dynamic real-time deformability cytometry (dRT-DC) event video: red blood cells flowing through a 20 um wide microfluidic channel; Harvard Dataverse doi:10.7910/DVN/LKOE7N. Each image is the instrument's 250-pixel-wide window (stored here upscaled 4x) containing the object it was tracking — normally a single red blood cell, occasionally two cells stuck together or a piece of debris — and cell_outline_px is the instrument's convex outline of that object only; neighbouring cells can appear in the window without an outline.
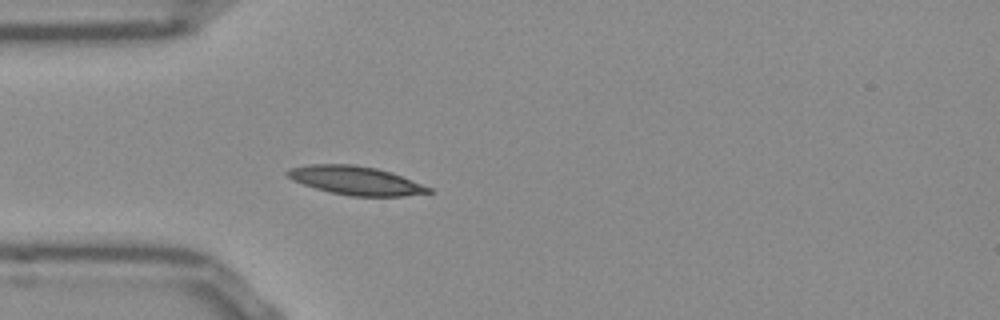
{"species": "Egyptian fruit bat (a non-hibernating species)", "species_latin": "Rousettus aegyptiacus", "temperature_condition": "room temperature", "stored_images_in_passage": 39, "camera_frame_rate_fps": 3000, "um_per_image_px": 0.085, "frame": {"image": 1, "passage_image": 1, "time_ms": 0.0, "image_size_px": [1000, 320], "cell_outline_px": [[432, 192], [404, 196], [348, 196], [328, 192], [292, 180], [284, 172], [288, 168], [308, 164], [352, 164], [376, 168], [392, 172], [432, 188]], "centroid_in_image_um": [30.21, 15.34], "position_along_channel_um": 54.8, "area_um2": 23.64}}
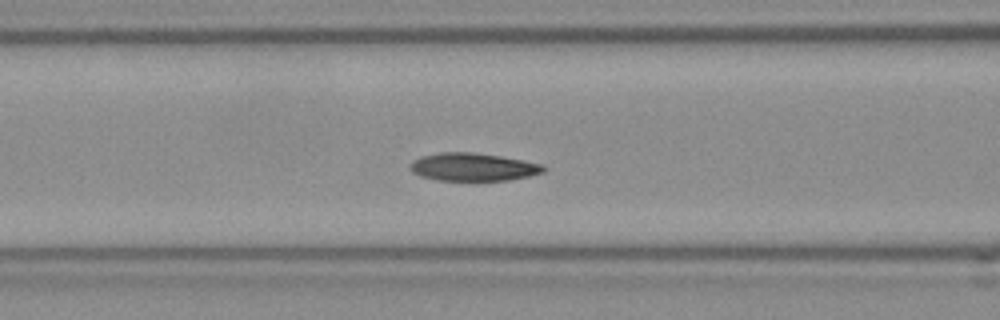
{"frame": {"image": 2, "passage_image": 7, "time_ms": 2.0, "image_size_px": [1000, 320], "cell_outline_px": [[548, 168], [544, 172], [528, 176], [508, 180], [436, 180], [420, 176], [412, 172], [408, 164], [412, 160], [420, 156], [440, 152], [472, 152], [500, 156], [524, 160], [544, 164]], "centroid_in_image_um": [40.2, 14.18], "position_along_channel_um": 126.4, "area_um2": 21.91}}
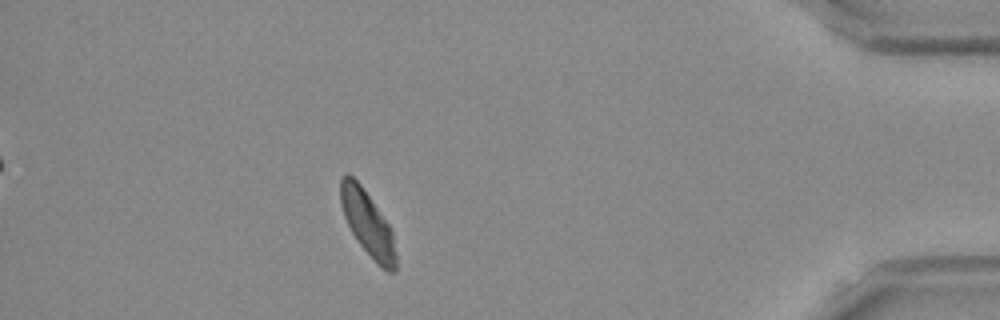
{"frame": {"image": 3, "passage_image": 33, "time_ms": 10.667, "image_size_px": [1000, 320], "cell_outline_px": [[396, 272], [388, 272], [360, 244], [352, 232], [344, 216], [340, 204], [340, 180], [348, 172], [360, 184], [388, 224], [392, 232], [396, 252]], "centroid_in_image_um": [31.23, 18.96], "position_along_channel_um": 404.0, "area_um2": 20.23}, "authors_computed_cell_mechanics": {"area_um2": 21.675, "velocity_mm_per_s": 3.7938, "shape_relaxation_time_tau1_ms": 4.9652, "shape_relaxation_time_tau2_ms": 3.3824, "deformation_change_tau1": 0.1248, "deformation_change_tau2": 0.0775}}